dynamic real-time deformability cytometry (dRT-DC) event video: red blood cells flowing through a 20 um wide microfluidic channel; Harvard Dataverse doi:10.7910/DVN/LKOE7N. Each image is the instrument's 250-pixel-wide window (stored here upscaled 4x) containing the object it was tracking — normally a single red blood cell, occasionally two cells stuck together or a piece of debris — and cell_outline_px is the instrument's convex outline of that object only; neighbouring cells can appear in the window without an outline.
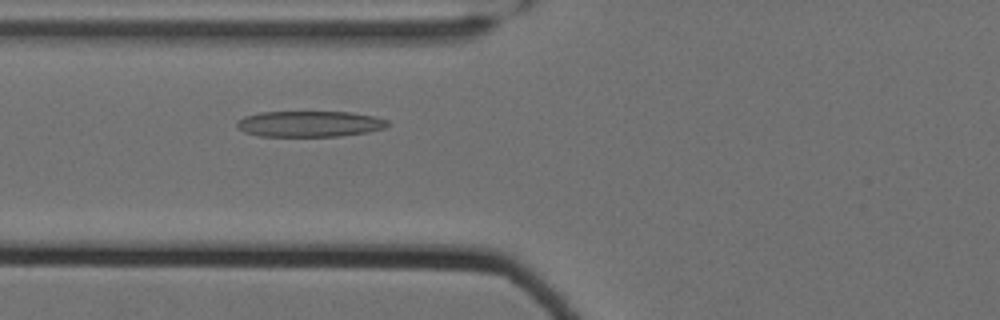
{"species": "Egyptian fruit bat (a non-hibernating species)", "species_latin": "Rousettus aegyptiacus", "temperature_condition": "cold", "stored_images_in_passage": 52, "camera_frame_rate_fps": 3000, "um_per_image_px": 0.085, "animal": {"sex": "female"}, "frame": {"image": 1, "passage_image": 18, "time_ms": 5.667, "image_size_px": [1000, 320], "cell_outline_px": [[388, 124], [384, 128], [368, 132], [340, 136], [260, 136], [244, 132], [236, 124], [244, 116], [260, 112], [348, 112], [372, 116], [388, 120]], "centroid_in_image_um": [26.31, 10.53], "position_along_channel_um": 99.5, "area_um2": 22.54}}
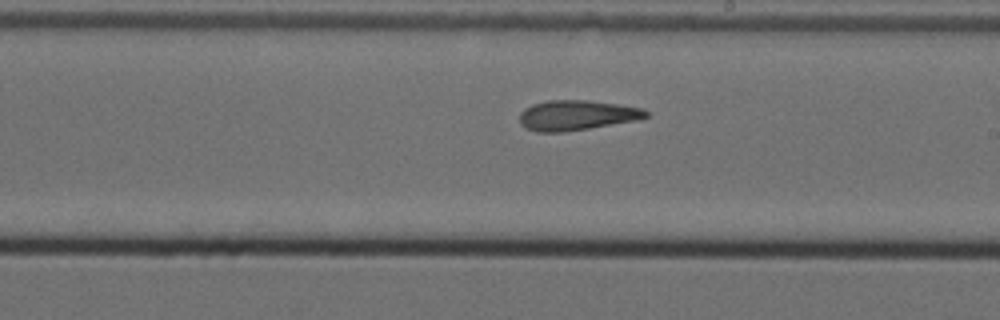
{"frame": {"image": 2, "passage_image": 30, "time_ms": 9.667, "image_size_px": [1000, 320], "cell_outline_px": [[648, 116], [636, 120], [564, 132], [536, 132], [524, 128], [520, 124], [520, 112], [524, 108], [532, 104], [548, 100], [588, 100], [620, 104], [644, 108], [648, 112]], "centroid_in_image_um": [48.99, 9.79], "position_along_channel_um": 240.0, "area_um2": 22.25}}
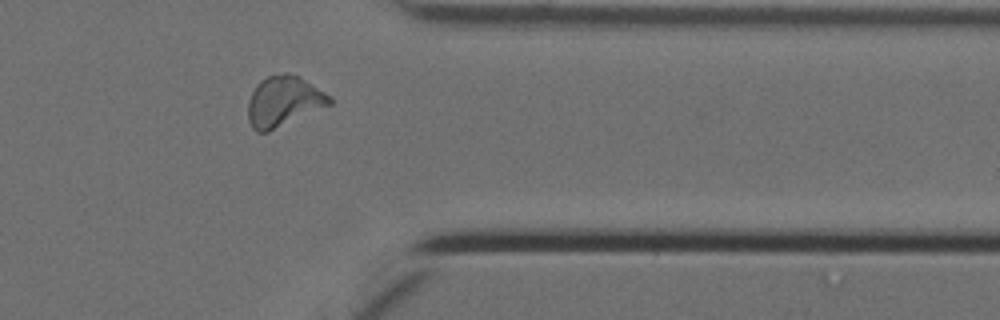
{"frame": {"image": 3, "passage_image": 43, "time_ms": 14.0, "image_size_px": [1000, 320], "cell_outline_px": [[332, 104], [268, 132], [256, 132], [252, 128], [248, 120], [248, 100], [256, 84], [260, 80], [268, 76], [284, 72], [288, 72], [304, 80], [332, 96]], "centroid_in_image_um": [24.09, 8.62], "position_along_channel_um": 387.3, "area_um2": 23.93}, "authors_computed_cell_mechanics": {"area_um2": 22.8021, "velocity_mm_per_s": 3.4915, "shape_relaxation_time_tau1_ms": null, "shape_relaxation_time_tau2_ms": 4.5434, "deformation_change_tau1": null, "deformation_change_tau2": 0.1436}}